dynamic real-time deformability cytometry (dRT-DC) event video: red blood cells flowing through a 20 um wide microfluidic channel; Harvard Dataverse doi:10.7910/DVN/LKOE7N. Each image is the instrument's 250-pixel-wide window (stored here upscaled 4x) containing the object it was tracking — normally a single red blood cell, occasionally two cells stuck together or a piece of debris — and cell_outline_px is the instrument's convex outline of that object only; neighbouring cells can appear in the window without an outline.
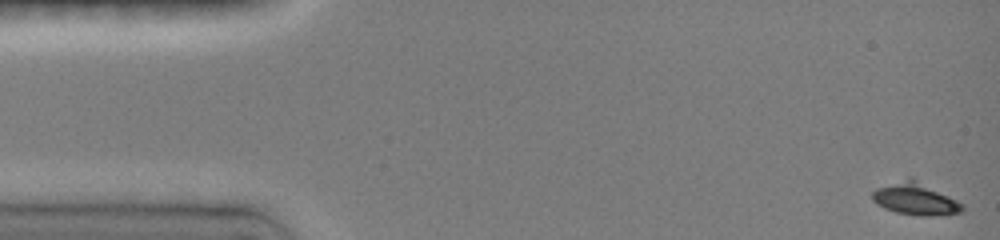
{"species": "common noctule bat (a hibernating species)", "species_latin": "Nyctalus noctula", "temperature_condition": "room temperature", "stored_images_in_passage": 13, "camera_frame_rate_fps": 3000, "um_per_image_px": 0.085, "animal": {"sex": "female", "body_mass_g": 19.0, "forearm_length_mm": 51.5}, "frame": {"image": 1, "passage_image": 1, "time_ms": 0.0, "image_size_px": [1000, 240], "cell_outline_px": [[964, 208], [960, 212], [928, 216], [920, 216], [896, 212], [884, 208], [876, 204], [872, 200], [872, 192], [876, 188], [908, 176], [912, 176], [964, 204]], "centroid_in_image_um": [77.77, 16.87], "position_along_channel_um": 7.2, "area_um2": 17.05}}
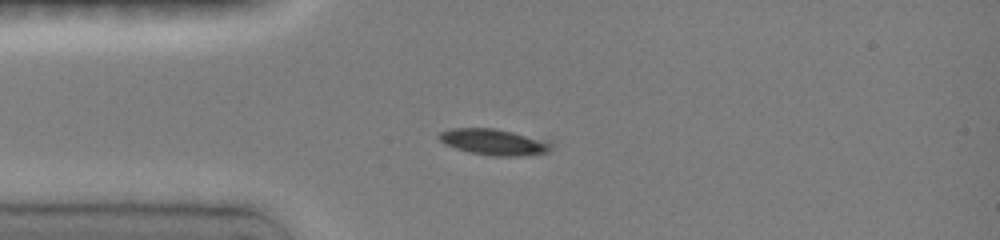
{"frame": {"image": 2, "passage_image": 10, "time_ms": 3.667, "image_size_px": [1000, 240], "cell_outline_px": [[556, 144], [548, 152], [520, 156], [492, 156], [472, 152], [456, 148], [444, 144], [436, 136], [440, 132], [448, 128], [492, 128], [552, 140]], "centroid_in_image_um": [42.04, 12.06], "position_along_channel_um": 43.0, "area_um2": 17.34}}